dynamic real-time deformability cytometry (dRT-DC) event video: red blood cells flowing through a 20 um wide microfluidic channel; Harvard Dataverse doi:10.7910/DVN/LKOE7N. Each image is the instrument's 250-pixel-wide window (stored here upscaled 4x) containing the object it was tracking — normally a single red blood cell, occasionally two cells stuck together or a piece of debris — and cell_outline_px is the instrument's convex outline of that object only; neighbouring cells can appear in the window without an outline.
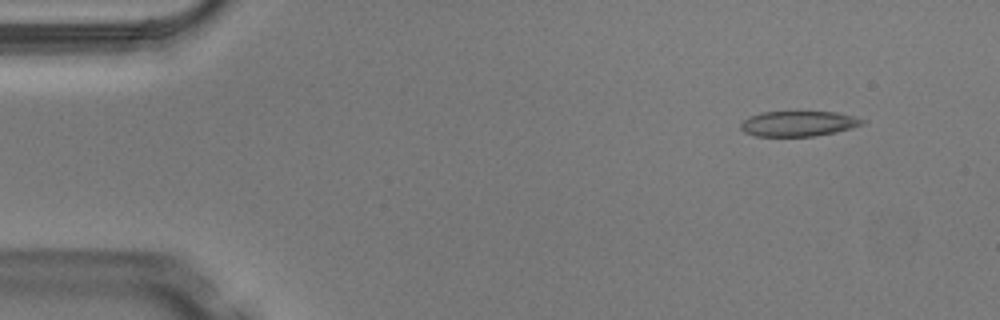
{"species": "Egyptian fruit bat (a non-hibernating species)", "species_latin": "Rousettus aegyptiacus", "temperature_condition": "warm", "stored_images_in_passage": 5, "camera_frame_rate_fps": 3000, "um_per_image_px": 0.085, "animal": {"sex": "male"}, "frame": {"image": 1, "passage_image": 2, "time_ms": 0.333, "image_size_px": [1000, 320], "cell_outline_px": [[864, 124], [852, 128], [836, 132], [812, 136], [756, 136], [744, 132], [740, 128], [740, 124], [748, 116], [760, 112], [836, 112], [852, 116], [864, 120]], "centroid_in_image_um": [67.83, 10.51], "position_along_channel_um": 17.2, "area_um2": 17.86}}
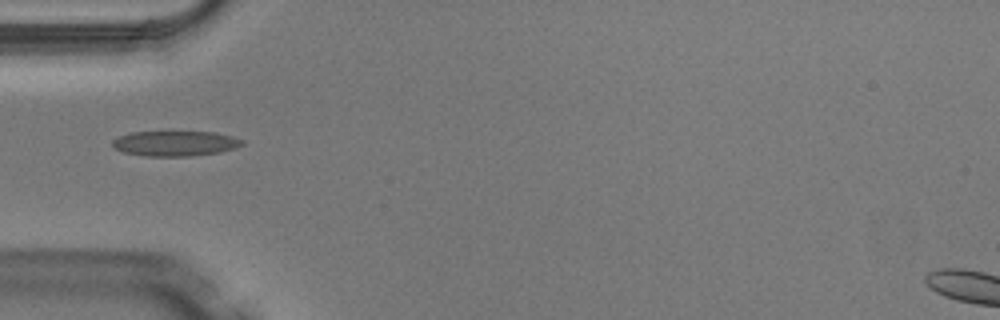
{"frame": {"image": 2, "passage_image": 5, "time_ms": 1.333, "image_size_px": [1000, 320], "cell_outline_px": [[244, 144], [220, 152], [188, 156], [148, 156], [124, 152], [116, 148], [112, 144], [112, 140], [120, 136], [132, 132], [216, 132], [232, 136], [244, 140]], "centroid_in_image_um": [14.91, 12.18], "position_along_channel_um": 70.1, "area_um2": 18.79}}